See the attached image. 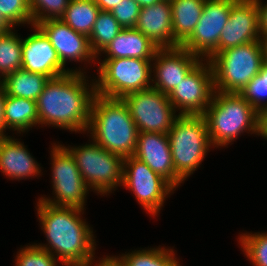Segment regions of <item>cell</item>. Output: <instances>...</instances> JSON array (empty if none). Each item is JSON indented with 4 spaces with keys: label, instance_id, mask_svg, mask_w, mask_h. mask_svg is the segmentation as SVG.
Instances as JSON below:
<instances>
[{
    "label": "cell",
    "instance_id": "6da1fadb",
    "mask_svg": "<svg viewBox=\"0 0 267 266\" xmlns=\"http://www.w3.org/2000/svg\"><path fill=\"white\" fill-rule=\"evenodd\" d=\"M36 203L39 225L48 243L35 244L53 255L62 266L91 264L96 259L97 241L93 227L82 216L85 211L54 206L40 199Z\"/></svg>",
    "mask_w": 267,
    "mask_h": 266
},
{
    "label": "cell",
    "instance_id": "7a4b0ae2",
    "mask_svg": "<svg viewBox=\"0 0 267 266\" xmlns=\"http://www.w3.org/2000/svg\"><path fill=\"white\" fill-rule=\"evenodd\" d=\"M89 77L70 71L50 78L37 99L39 125L86 133L96 95L95 79Z\"/></svg>",
    "mask_w": 267,
    "mask_h": 266
},
{
    "label": "cell",
    "instance_id": "3957f363",
    "mask_svg": "<svg viewBox=\"0 0 267 266\" xmlns=\"http://www.w3.org/2000/svg\"><path fill=\"white\" fill-rule=\"evenodd\" d=\"M87 133L105 150L126 158L135 153L139 131L122 98L96 94Z\"/></svg>",
    "mask_w": 267,
    "mask_h": 266
},
{
    "label": "cell",
    "instance_id": "277c9868",
    "mask_svg": "<svg viewBox=\"0 0 267 266\" xmlns=\"http://www.w3.org/2000/svg\"><path fill=\"white\" fill-rule=\"evenodd\" d=\"M203 116L214 149L227 148L245 132L258 135L259 112L240 93L215 91Z\"/></svg>",
    "mask_w": 267,
    "mask_h": 266
},
{
    "label": "cell",
    "instance_id": "5b68a950",
    "mask_svg": "<svg viewBox=\"0 0 267 266\" xmlns=\"http://www.w3.org/2000/svg\"><path fill=\"white\" fill-rule=\"evenodd\" d=\"M173 166L185 182L202 164L211 144L203 115H179L168 132Z\"/></svg>",
    "mask_w": 267,
    "mask_h": 266
},
{
    "label": "cell",
    "instance_id": "8992f818",
    "mask_svg": "<svg viewBox=\"0 0 267 266\" xmlns=\"http://www.w3.org/2000/svg\"><path fill=\"white\" fill-rule=\"evenodd\" d=\"M264 62L260 41L218 52L210 60L214 74V90L241 93L260 72Z\"/></svg>",
    "mask_w": 267,
    "mask_h": 266
},
{
    "label": "cell",
    "instance_id": "52a82bcc",
    "mask_svg": "<svg viewBox=\"0 0 267 266\" xmlns=\"http://www.w3.org/2000/svg\"><path fill=\"white\" fill-rule=\"evenodd\" d=\"M80 146H65L73 156L81 177L97 195L114 193L122 186L124 158L110 153L93 140Z\"/></svg>",
    "mask_w": 267,
    "mask_h": 266
},
{
    "label": "cell",
    "instance_id": "ba28073f",
    "mask_svg": "<svg viewBox=\"0 0 267 266\" xmlns=\"http://www.w3.org/2000/svg\"><path fill=\"white\" fill-rule=\"evenodd\" d=\"M96 62V94L123 98L152 87V59L113 58Z\"/></svg>",
    "mask_w": 267,
    "mask_h": 266
},
{
    "label": "cell",
    "instance_id": "9c48e42d",
    "mask_svg": "<svg viewBox=\"0 0 267 266\" xmlns=\"http://www.w3.org/2000/svg\"><path fill=\"white\" fill-rule=\"evenodd\" d=\"M58 143V144H57ZM53 143L50 153L51 197L40 196V200L54 206H68L85 209L87 195L92 190L81 177L77 164L70 152L60 142Z\"/></svg>",
    "mask_w": 267,
    "mask_h": 266
},
{
    "label": "cell",
    "instance_id": "30bf717a",
    "mask_svg": "<svg viewBox=\"0 0 267 266\" xmlns=\"http://www.w3.org/2000/svg\"><path fill=\"white\" fill-rule=\"evenodd\" d=\"M122 187L131 191L143 210L153 218L159 215L166 199L176 190L133 155L124 158Z\"/></svg>",
    "mask_w": 267,
    "mask_h": 266
},
{
    "label": "cell",
    "instance_id": "8fae6325",
    "mask_svg": "<svg viewBox=\"0 0 267 266\" xmlns=\"http://www.w3.org/2000/svg\"><path fill=\"white\" fill-rule=\"evenodd\" d=\"M122 99L139 132L168 134L180 115L177 114L167 94L153 87L130 93Z\"/></svg>",
    "mask_w": 267,
    "mask_h": 266
},
{
    "label": "cell",
    "instance_id": "7c38bea8",
    "mask_svg": "<svg viewBox=\"0 0 267 266\" xmlns=\"http://www.w3.org/2000/svg\"><path fill=\"white\" fill-rule=\"evenodd\" d=\"M214 92L212 65L201 59L167 96L180 115H203Z\"/></svg>",
    "mask_w": 267,
    "mask_h": 266
},
{
    "label": "cell",
    "instance_id": "4fadbf2b",
    "mask_svg": "<svg viewBox=\"0 0 267 266\" xmlns=\"http://www.w3.org/2000/svg\"><path fill=\"white\" fill-rule=\"evenodd\" d=\"M234 1L205 0L200 20L181 47L201 59H206L218 47L221 31L229 19Z\"/></svg>",
    "mask_w": 267,
    "mask_h": 266
},
{
    "label": "cell",
    "instance_id": "5bb4252c",
    "mask_svg": "<svg viewBox=\"0 0 267 266\" xmlns=\"http://www.w3.org/2000/svg\"><path fill=\"white\" fill-rule=\"evenodd\" d=\"M260 37L256 0H235L229 19L221 31L218 47L206 59L210 61L220 51L260 41Z\"/></svg>",
    "mask_w": 267,
    "mask_h": 266
},
{
    "label": "cell",
    "instance_id": "9a60e30c",
    "mask_svg": "<svg viewBox=\"0 0 267 266\" xmlns=\"http://www.w3.org/2000/svg\"><path fill=\"white\" fill-rule=\"evenodd\" d=\"M34 33L22 38V69L55 78L70 71L86 73V68L65 67L47 36L36 26H31ZM67 68V69H66ZM82 68V69H81Z\"/></svg>",
    "mask_w": 267,
    "mask_h": 266
},
{
    "label": "cell",
    "instance_id": "2e32d148",
    "mask_svg": "<svg viewBox=\"0 0 267 266\" xmlns=\"http://www.w3.org/2000/svg\"><path fill=\"white\" fill-rule=\"evenodd\" d=\"M200 60L181 46L159 48L152 59V87L168 95Z\"/></svg>",
    "mask_w": 267,
    "mask_h": 266
},
{
    "label": "cell",
    "instance_id": "e0dca14e",
    "mask_svg": "<svg viewBox=\"0 0 267 266\" xmlns=\"http://www.w3.org/2000/svg\"><path fill=\"white\" fill-rule=\"evenodd\" d=\"M36 26L47 36L65 67L70 61L83 62L84 66L92 63L97 65L96 56L89 45V38L74 31L61 19L40 21Z\"/></svg>",
    "mask_w": 267,
    "mask_h": 266
},
{
    "label": "cell",
    "instance_id": "ac0fdd59",
    "mask_svg": "<svg viewBox=\"0 0 267 266\" xmlns=\"http://www.w3.org/2000/svg\"><path fill=\"white\" fill-rule=\"evenodd\" d=\"M175 189L184 181L176 174L168 134L139 132L134 155Z\"/></svg>",
    "mask_w": 267,
    "mask_h": 266
},
{
    "label": "cell",
    "instance_id": "d6986e66",
    "mask_svg": "<svg viewBox=\"0 0 267 266\" xmlns=\"http://www.w3.org/2000/svg\"><path fill=\"white\" fill-rule=\"evenodd\" d=\"M26 147L15 136H0V171L8 179L19 181L41 176L43 169Z\"/></svg>",
    "mask_w": 267,
    "mask_h": 266
},
{
    "label": "cell",
    "instance_id": "ffe728a7",
    "mask_svg": "<svg viewBox=\"0 0 267 266\" xmlns=\"http://www.w3.org/2000/svg\"><path fill=\"white\" fill-rule=\"evenodd\" d=\"M135 28L158 48L179 46L173 39L170 0H160L153 5L141 7Z\"/></svg>",
    "mask_w": 267,
    "mask_h": 266
},
{
    "label": "cell",
    "instance_id": "44dd1931",
    "mask_svg": "<svg viewBox=\"0 0 267 266\" xmlns=\"http://www.w3.org/2000/svg\"><path fill=\"white\" fill-rule=\"evenodd\" d=\"M159 48L136 28H123L110 44L96 57L103 59L139 58L153 59ZM100 56V57H99Z\"/></svg>",
    "mask_w": 267,
    "mask_h": 266
},
{
    "label": "cell",
    "instance_id": "7402d4cb",
    "mask_svg": "<svg viewBox=\"0 0 267 266\" xmlns=\"http://www.w3.org/2000/svg\"><path fill=\"white\" fill-rule=\"evenodd\" d=\"M5 129L19 136L39 126L37 101L6 95L4 105Z\"/></svg>",
    "mask_w": 267,
    "mask_h": 266
},
{
    "label": "cell",
    "instance_id": "603a6c76",
    "mask_svg": "<svg viewBox=\"0 0 267 266\" xmlns=\"http://www.w3.org/2000/svg\"><path fill=\"white\" fill-rule=\"evenodd\" d=\"M172 6V33L181 46L192 34L200 20L205 0H170Z\"/></svg>",
    "mask_w": 267,
    "mask_h": 266
},
{
    "label": "cell",
    "instance_id": "cb8c5ba5",
    "mask_svg": "<svg viewBox=\"0 0 267 266\" xmlns=\"http://www.w3.org/2000/svg\"><path fill=\"white\" fill-rule=\"evenodd\" d=\"M49 79L45 75L19 69L7 74L0 81V85L8 96L37 101Z\"/></svg>",
    "mask_w": 267,
    "mask_h": 266
},
{
    "label": "cell",
    "instance_id": "d4e9b609",
    "mask_svg": "<svg viewBox=\"0 0 267 266\" xmlns=\"http://www.w3.org/2000/svg\"><path fill=\"white\" fill-rule=\"evenodd\" d=\"M100 10L94 0H70L61 20L74 31L89 37Z\"/></svg>",
    "mask_w": 267,
    "mask_h": 266
},
{
    "label": "cell",
    "instance_id": "484cf974",
    "mask_svg": "<svg viewBox=\"0 0 267 266\" xmlns=\"http://www.w3.org/2000/svg\"><path fill=\"white\" fill-rule=\"evenodd\" d=\"M175 254L173 247L157 246L125 252L119 258L126 266H173L179 259Z\"/></svg>",
    "mask_w": 267,
    "mask_h": 266
},
{
    "label": "cell",
    "instance_id": "4316f807",
    "mask_svg": "<svg viewBox=\"0 0 267 266\" xmlns=\"http://www.w3.org/2000/svg\"><path fill=\"white\" fill-rule=\"evenodd\" d=\"M16 31L12 28L0 34V81L7 74L22 69V37Z\"/></svg>",
    "mask_w": 267,
    "mask_h": 266
},
{
    "label": "cell",
    "instance_id": "83f0119b",
    "mask_svg": "<svg viewBox=\"0 0 267 266\" xmlns=\"http://www.w3.org/2000/svg\"><path fill=\"white\" fill-rule=\"evenodd\" d=\"M123 28L110 11L100 10L89 38V45L97 57Z\"/></svg>",
    "mask_w": 267,
    "mask_h": 266
},
{
    "label": "cell",
    "instance_id": "f1b7e54d",
    "mask_svg": "<svg viewBox=\"0 0 267 266\" xmlns=\"http://www.w3.org/2000/svg\"><path fill=\"white\" fill-rule=\"evenodd\" d=\"M237 238L252 266H267V231L241 233Z\"/></svg>",
    "mask_w": 267,
    "mask_h": 266
},
{
    "label": "cell",
    "instance_id": "f546056e",
    "mask_svg": "<svg viewBox=\"0 0 267 266\" xmlns=\"http://www.w3.org/2000/svg\"><path fill=\"white\" fill-rule=\"evenodd\" d=\"M240 94L258 112L267 109V62Z\"/></svg>",
    "mask_w": 267,
    "mask_h": 266
},
{
    "label": "cell",
    "instance_id": "4dcf8cb0",
    "mask_svg": "<svg viewBox=\"0 0 267 266\" xmlns=\"http://www.w3.org/2000/svg\"><path fill=\"white\" fill-rule=\"evenodd\" d=\"M70 0H28L33 25L40 21L61 19Z\"/></svg>",
    "mask_w": 267,
    "mask_h": 266
},
{
    "label": "cell",
    "instance_id": "1f68e13d",
    "mask_svg": "<svg viewBox=\"0 0 267 266\" xmlns=\"http://www.w3.org/2000/svg\"><path fill=\"white\" fill-rule=\"evenodd\" d=\"M15 266H58L60 262L48 251L35 243L25 245L17 251Z\"/></svg>",
    "mask_w": 267,
    "mask_h": 266
},
{
    "label": "cell",
    "instance_id": "d6a6232c",
    "mask_svg": "<svg viewBox=\"0 0 267 266\" xmlns=\"http://www.w3.org/2000/svg\"><path fill=\"white\" fill-rule=\"evenodd\" d=\"M0 13L13 28L33 25L28 0H0Z\"/></svg>",
    "mask_w": 267,
    "mask_h": 266
},
{
    "label": "cell",
    "instance_id": "836d02e7",
    "mask_svg": "<svg viewBox=\"0 0 267 266\" xmlns=\"http://www.w3.org/2000/svg\"><path fill=\"white\" fill-rule=\"evenodd\" d=\"M140 8L134 0H122L110 12L122 28H135Z\"/></svg>",
    "mask_w": 267,
    "mask_h": 266
},
{
    "label": "cell",
    "instance_id": "e575fe53",
    "mask_svg": "<svg viewBox=\"0 0 267 266\" xmlns=\"http://www.w3.org/2000/svg\"><path fill=\"white\" fill-rule=\"evenodd\" d=\"M261 1L256 0L259 12V33L260 36H267V3L263 4Z\"/></svg>",
    "mask_w": 267,
    "mask_h": 266
},
{
    "label": "cell",
    "instance_id": "d590c367",
    "mask_svg": "<svg viewBox=\"0 0 267 266\" xmlns=\"http://www.w3.org/2000/svg\"><path fill=\"white\" fill-rule=\"evenodd\" d=\"M101 259V260H100ZM93 266H126L117 255H106L93 261Z\"/></svg>",
    "mask_w": 267,
    "mask_h": 266
},
{
    "label": "cell",
    "instance_id": "8d00e7d4",
    "mask_svg": "<svg viewBox=\"0 0 267 266\" xmlns=\"http://www.w3.org/2000/svg\"><path fill=\"white\" fill-rule=\"evenodd\" d=\"M6 99V92L4 88L0 85V136H8L5 129V120H4V105Z\"/></svg>",
    "mask_w": 267,
    "mask_h": 266
},
{
    "label": "cell",
    "instance_id": "74e56055",
    "mask_svg": "<svg viewBox=\"0 0 267 266\" xmlns=\"http://www.w3.org/2000/svg\"><path fill=\"white\" fill-rule=\"evenodd\" d=\"M258 136L267 140V109L259 112Z\"/></svg>",
    "mask_w": 267,
    "mask_h": 266
},
{
    "label": "cell",
    "instance_id": "f35d334b",
    "mask_svg": "<svg viewBox=\"0 0 267 266\" xmlns=\"http://www.w3.org/2000/svg\"><path fill=\"white\" fill-rule=\"evenodd\" d=\"M122 0H94L102 11H111Z\"/></svg>",
    "mask_w": 267,
    "mask_h": 266
},
{
    "label": "cell",
    "instance_id": "ab89813d",
    "mask_svg": "<svg viewBox=\"0 0 267 266\" xmlns=\"http://www.w3.org/2000/svg\"><path fill=\"white\" fill-rule=\"evenodd\" d=\"M13 27L5 20L0 13V34L11 30Z\"/></svg>",
    "mask_w": 267,
    "mask_h": 266
},
{
    "label": "cell",
    "instance_id": "60d3db41",
    "mask_svg": "<svg viewBox=\"0 0 267 266\" xmlns=\"http://www.w3.org/2000/svg\"><path fill=\"white\" fill-rule=\"evenodd\" d=\"M260 42L262 45L263 55H264V61L267 62V36H261Z\"/></svg>",
    "mask_w": 267,
    "mask_h": 266
},
{
    "label": "cell",
    "instance_id": "b9f144b4",
    "mask_svg": "<svg viewBox=\"0 0 267 266\" xmlns=\"http://www.w3.org/2000/svg\"><path fill=\"white\" fill-rule=\"evenodd\" d=\"M134 1H136L140 5V7H146L158 3L160 0H134Z\"/></svg>",
    "mask_w": 267,
    "mask_h": 266
},
{
    "label": "cell",
    "instance_id": "7bdbcfd3",
    "mask_svg": "<svg viewBox=\"0 0 267 266\" xmlns=\"http://www.w3.org/2000/svg\"><path fill=\"white\" fill-rule=\"evenodd\" d=\"M180 259H178L175 263H174V265L173 266H182L181 264H180V261H179Z\"/></svg>",
    "mask_w": 267,
    "mask_h": 266
},
{
    "label": "cell",
    "instance_id": "ee69618b",
    "mask_svg": "<svg viewBox=\"0 0 267 266\" xmlns=\"http://www.w3.org/2000/svg\"><path fill=\"white\" fill-rule=\"evenodd\" d=\"M72 266H93V262L91 264H88V265H72Z\"/></svg>",
    "mask_w": 267,
    "mask_h": 266
}]
</instances>
